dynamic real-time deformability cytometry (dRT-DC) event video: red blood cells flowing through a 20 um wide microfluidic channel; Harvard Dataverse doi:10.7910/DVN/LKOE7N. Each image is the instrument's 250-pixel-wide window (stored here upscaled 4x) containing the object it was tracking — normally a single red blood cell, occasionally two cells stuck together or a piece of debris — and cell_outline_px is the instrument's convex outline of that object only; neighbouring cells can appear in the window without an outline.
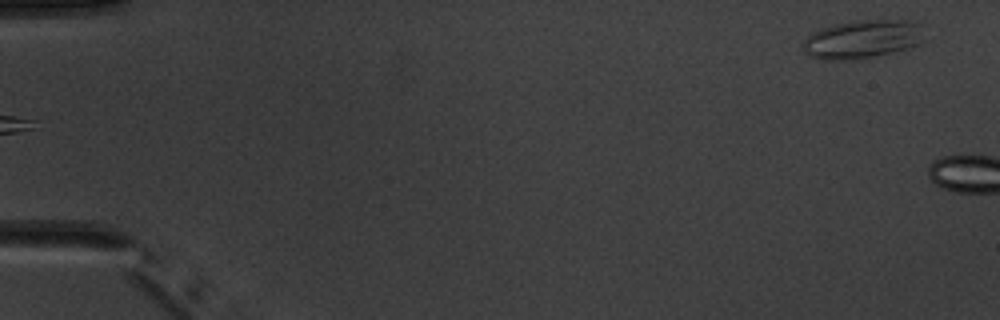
{"species": "common noctule bat (a hibernating species)", "species_latin": "Nyctalus noctula", "temperature_condition": "warm", "stored_images_in_passage": 7, "camera_frame_rate_fps": 3000, "um_per_image_px": 0.085, "animal": {"sex": "male", "body_mass_g": 20.1, "forearm_length_mm": 53.5}, "frame": {"image": 1, "passage_image": 7, "time_ms": 7.0, "image_size_px": [1000, 320], "cell_outline_px": [[928, 40], [908, 48], [892, 52], [852, 60], [828, 60], [812, 56], [804, 48], [804, 40], [812, 32], [836, 24], [860, 20], [904, 20], [924, 24]], "centroid_in_image_um": [73.45, 3.32], "position_along_channel_um": 11.6, "area_um2": 27.22}}